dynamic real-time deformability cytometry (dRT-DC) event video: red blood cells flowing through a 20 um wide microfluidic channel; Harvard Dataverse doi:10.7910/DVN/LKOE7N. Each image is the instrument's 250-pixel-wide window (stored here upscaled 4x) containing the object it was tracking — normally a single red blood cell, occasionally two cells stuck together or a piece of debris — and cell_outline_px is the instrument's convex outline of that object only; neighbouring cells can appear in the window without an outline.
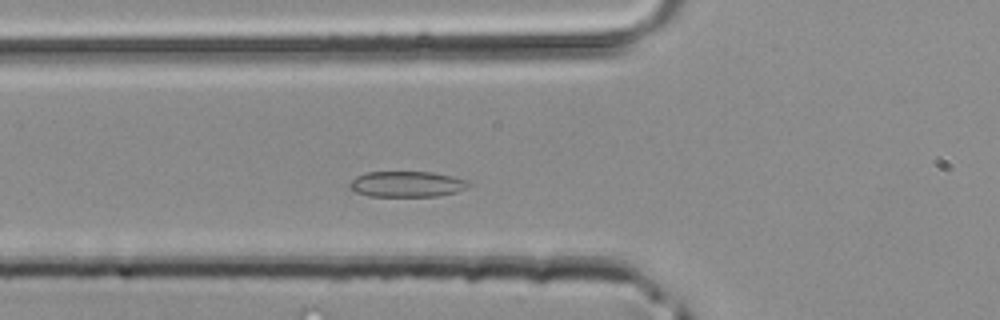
{"species": "common noctule bat (a hibernating species)", "species_latin": "Nyctalus noctula", "temperature_condition": "room temperature", "stored_images_in_passage": 37, "camera_frame_rate_fps": 3000, "um_per_image_px": 0.085, "animal": {"sex": "male", "body_mass_g": 20.4}, "frame": {"image": 1, "passage_image": 9, "time_ms": 2.667, "image_size_px": [1000, 320], "cell_outline_px": [[472, 184], [456, 192], [436, 196], [368, 196], [356, 192], [348, 188], [348, 184], [356, 176], [364, 172], [432, 172], [452, 176], [464, 180]], "centroid_in_image_um": [34.52, 15.65], "position_along_channel_um": 91.3, "area_um2": 17.8}}
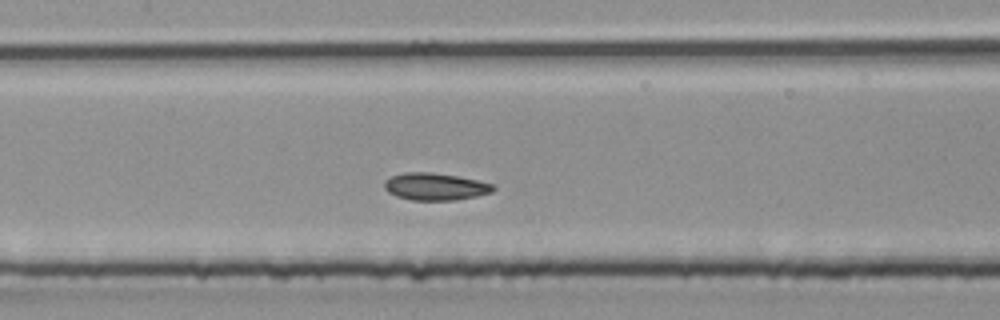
{"frame": {"image": 2, "passage_image": 14, "time_ms": 4.333, "image_size_px": [1000, 320], "cell_outline_px": [[496, 188], [492, 192], [476, 196], [452, 200], [412, 200], [396, 196], [388, 192], [384, 188], [384, 180], [392, 176], [404, 172], [432, 172], [456, 176], [496, 184]], "centroid_in_image_um": [36.99, 15.85], "position_along_channel_um": 170.4, "area_um2": 17.28}}
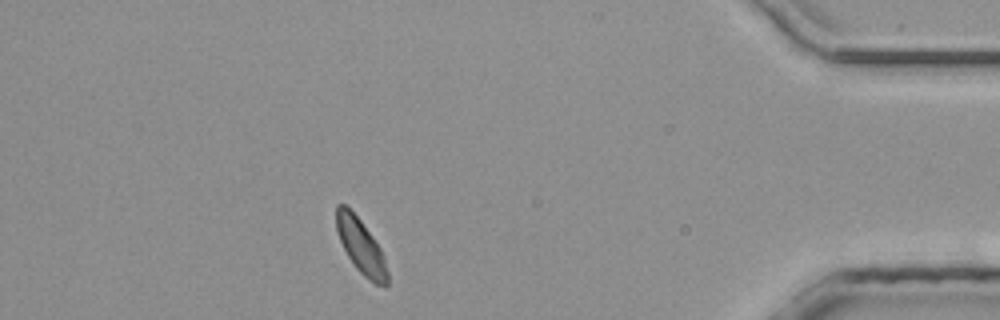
{"frame": {"image": 3, "passage_image": 32, "time_ms": 10.333, "image_size_px": [1000, 320], "cell_outline_px": [[388, 284], [384, 288], [376, 284], [364, 276], [356, 268], [348, 256], [340, 240], [336, 228], [336, 204], [344, 204], [360, 220], [372, 236], [380, 248], [388, 272]], "centroid_in_image_um": [30.68, 20.95], "position_along_channel_um": 404.5, "area_um2": 15.95}}